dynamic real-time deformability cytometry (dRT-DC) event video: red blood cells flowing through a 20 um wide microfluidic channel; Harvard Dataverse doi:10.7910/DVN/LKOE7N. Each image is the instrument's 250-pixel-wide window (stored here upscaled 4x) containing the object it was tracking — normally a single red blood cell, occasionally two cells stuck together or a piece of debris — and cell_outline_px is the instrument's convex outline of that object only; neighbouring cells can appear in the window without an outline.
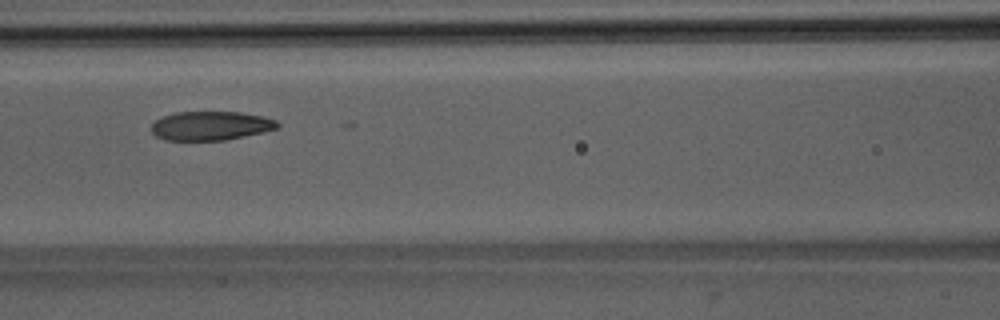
{"species": "Egyptian fruit bat (a non-hibernating species)", "species_latin": "Rousettus aegyptiacus", "temperature_condition": "room temperature", "stored_images_in_passage": 7, "camera_frame_rate_fps": 3000, "um_per_image_px": 0.085, "animal": {"sex": "male"}, "frame": {"image": 1, "passage_image": 5, "time_ms": 4.667, "image_size_px": [1000, 320], "cell_outline_px": [[280, 128], [264, 132], [224, 140], [164, 140], [156, 136], [152, 132], [152, 124], [156, 120], [164, 116], [176, 112], [240, 112], [264, 116], [276, 120], [280, 124]], "centroid_in_image_um": [17.95, 10.69], "position_along_channel_um": 148.6, "area_um2": 21.33}}